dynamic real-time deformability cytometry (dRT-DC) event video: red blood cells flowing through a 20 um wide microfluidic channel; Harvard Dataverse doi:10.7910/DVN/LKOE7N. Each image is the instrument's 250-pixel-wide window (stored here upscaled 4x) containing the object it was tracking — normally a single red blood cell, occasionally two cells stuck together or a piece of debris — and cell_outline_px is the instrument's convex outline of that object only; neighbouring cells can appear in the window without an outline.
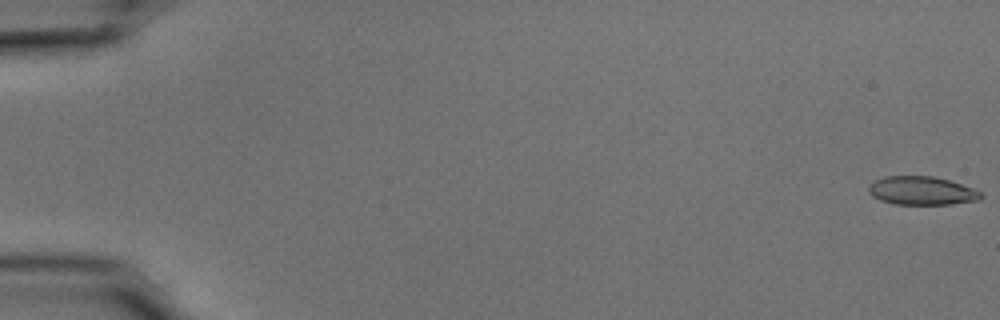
{"species": "common noctule bat (a hibernating species)", "species_latin": "Nyctalus noctula", "temperature_condition": "cold", "stored_images_in_passage": 11, "camera_frame_rate_fps": 3000, "um_per_image_px": 0.085, "animal": {"sex": "male", "body_mass_g": 15.6}, "frame": {"image": 1, "passage_image": 1, "time_ms": 0.0, "image_size_px": [1000, 320], "cell_outline_px": [[984, 196], [980, 200], [952, 204], [892, 204], [880, 200], [872, 196], [868, 192], [868, 188], [876, 180], [884, 176], [932, 176], [948, 180], [972, 188], [980, 192]], "centroid_in_image_um": [78.35, 16.22], "position_along_channel_um": 6.7, "area_um2": 18.55}}